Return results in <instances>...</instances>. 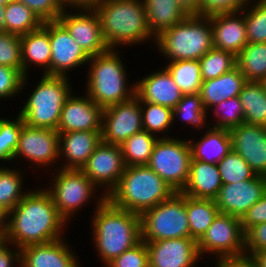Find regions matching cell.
<instances>
[{
	"label": "cell",
	"instance_id": "1",
	"mask_svg": "<svg viewBox=\"0 0 266 267\" xmlns=\"http://www.w3.org/2000/svg\"><path fill=\"white\" fill-rule=\"evenodd\" d=\"M45 184L29 190L6 215V242L23 248L64 238L67 221L58 213ZM41 187V188H39ZM63 235V236H62Z\"/></svg>",
	"mask_w": 266,
	"mask_h": 267
},
{
	"label": "cell",
	"instance_id": "2",
	"mask_svg": "<svg viewBox=\"0 0 266 267\" xmlns=\"http://www.w3.org/2000/svg\"><path fill=\"white\" fill-rule=\"evenodd\" d=\"M93 211L92 244L105 267L141 241L140 215L118 208L107 199Z\"/></svg>",
	"mask_w": 266,
	"mask_h": 267
},
{
	"label": "cell",
	"instance_id": "3",
	"mask_svg": "<svg viewBox=\"0 0 266 267\" xmlns=\"http://www.w3.org/2000/svg\"><path fill=\"white\" fill-rule=\"evenodd\" d=\"M92 7L99 16L102 34L110 49L137 46L151 40L155 44L143 0H97Z\"/></svg>",
	"mask_w": 266,
	"mask_h": 267
},
{
	"label": "cell",
	"instance_id": "4",
	"mask_svg": "<svg viewBox=\"0 0 266 267\" xmlns=\"http://www.w3.org/2000/svg\"><path fill=\"white\" fill-rule=\"evenodd\" d=\"M121 51L109 49L90 57L87 63L89 67L83 92L102 108L127 101L135 95V81L130 85Z\"/></svg>",
	"mask_w": 266,
	"mask_h": 267
},
{
	"label": "cell",
	"instance_id": "5",
	"mask_svg": "<svg viewBox=\"0 0 266 267\" xmlns=\"http://www.w3.org/2000/svg\"><path fill=\"white\" fill-rule=\"evenodd\" d=\"M174 193L175 191L148 165L126 166L117 185L106 199L118 208L141 216Z\"/></svg>",
	"mask_w": 266,
	"mask_h": 267
},
{
	"label": "cell",
	"instance_id": "6",
	"mask_svg": "<svg viewBox=\"0 0 266 267\" xmlns=\"http://www.w3.org/2000/svg\"><path fill=\"white\" fill-rule=\"evenodd\" d=\"M160 58L167 62L199 60L213 48L210 17L188 15L155 38Z\"/></svg>",
	"mask_w": 266,
	"mask_h": 267
},
{
	"label": "cell",
	"instance_id": "7",
	"mask_svg": "<svg viewBox=\"0 0 266 267\" xmlns=\"http://www.w3.org/2000/svg\"><path fill=\"white\" fill-rule=\"evenodd\" d=\"M17 113L30 127L57 130L60 114L73 86L71 77L42 74Z\"/></svg>",
	"mask_w": 266,
	"mask_h": 267
},
{
	"label": "cell",
	"instance_id": "8",
	"mask_svg": "<svg viewBox=\"0 0 266 267\" xmlns=\"http://www.w3.org/2000/svg\"><path fill=\"white\" fill-rule=\"evenodd\" d=\"M52 172H49L52 179L48 180L49 183H46L48 185L44 188L50 193L58 213L68 224L75 214L77 216L86 205L89 206L92 199L95 209L106 199L103 193L99 194L100 196L96 195L95 192L100 189H97L98 187L80 169L56 168Z\"/></svg>",
	"mask_w": 266,
	"mask_h": 267
},
{
	"label": "cell",
	"instance_id": "9",
	"mask_svg": "<svg viewBox=\"0 0 266 267\" xmlns=\"http://www.w3.org/2000/svg\"><path fill=\"white\" fill-rule=\"evenodd\" d=\"M141 240L191 238L186 213V195L175 192L169 199L145 211L141 216Z\"/></svg>",
	"mask_w": 266,
	"mask_h": 267
},
{
	"label": "cell",
	"instance_id": "10",
	"mask_svg": "<svg viewBox=\"0 0 266 267\" xmlns=\"http://www.w3.org/2000/svg\"><path fill=\"white\" fill-rule=\"evenodd\" d=\"M191 149L186 138H158L148 166L175 192H181L189 178Z\"/></svg>",
	"mask_w": 266,
	"mask_h": 267
},
{
	"label": "cell",
	"instance_id": "11",
	"mask_svg": "<svg viewBox=\"0 0 266 267\" xmlns=\"http://www.w3.org/2000/svg\"><path fill=\"white\" fill-rule=\"evenodd\" d=\"M197 247L201 258H204L205 255L207 257L209 255V258L214 255V261L244 257L245 234L241 219L219 213L197 241Z\"/></svg>",
	"mask_w": 266,
	"mask_h": 267
},
{
	"label": "cell",
	"instance_id": "12",
	"mask_svg": "<svg viewBox=\"0 0 266 267\" xmlns=\"http://www.w3.org/2000/svg\"><path fill=\"white\" fill-rule=\"evenodd\" d=\"M17 158L22 161L27 160V164L29 161L32 165L24 167L32 168L33 171L37 168L38 170L46 168L49 172L55 170L56 168L53 165H59V133L57 130L35 128L24 124L21 128L18 146L13 156L14 164L16 163L15 160L18 161Z\"/></svg>",
	"mask_w": 266,
	"mask_h": 267
},
{
	"label": "cell",
	"instance_id": "13",
	"mask_svg": "<svg viewBox=\"0 0 266 267\" xmlns=\"http://www.w3.org/2000/svg\"><path fill=\"white\" fill-rule=\"evenodd\" d=\"M58 21L89 57L110 49L102 34L99 16L93 7H65Z\"/></svg>",
	"mask_w": 266,
	"mask_h": 267
},
{
	"label": "cell",
	"instance_id": "14",
	"mask_svg": "<svg viewBox=\"0 0 266 267\" xmlns=\"http://www.w3.org/2000/svg\"><path fill=\"white\" fill-rule=\"evenodd\" d=\"M143 129L140 100L131 99L103 108L102 141L121 145L130 136Z\"/></svg>",
	"mask_w": 266,
	"mask_h": 267
},
{
	"label": "cell",
	"instance_id": "15",
	"mask_svg": "<svg viewBox=\"0 0 266 267\" xmlns=\"http://www.w3.org/2000/svg\"><path fill=\"white\" fill-rule=\"evenodd\" d=\"M125 168L120 145L101 141L80 170L107 196L117 185Z\"/></svg>",
	"mask_w": 266,
	"mask_h": 267
},
{
	"label": "cell",
	"instance_id": "16",
	"mask_svg": "<svg viewBox=\"0 0 266 267\" xmlns=\"http://www.w3.org/2000/svg\"><path fill=\"white\" fill-rule=\"evenodd\" d=\"M49 40L50 69L44 75L68 77L70 71L87 67L90 57L58 20L49 21Z\"/></svg>",
	"mask_w": 266,
	"mask_h": 267
},
{
	"label": "cell",
	"instance_id": "17",
	"mask_svg": "<svg viewBox=\"0 0 266 267\" xmlns=\"http://www.w3.org/2000/svg\"><path fill=\"white\" fill-rule=\"evenodd\" d=\"M265 193L266 176L256 174L249 180L222 184L214 201L220 213L242 219Z\"/></svg>",
	"mask_w": 266,
	"mask_h": 267
},
{
	"label": "cell",
	"instance_id": "18",
	"mask_svg": "<svg viewBox=\"0 0 266 267\" xmlns=\"http://www.w3.org/2000/svg\"><path fill=\"white\" fill-rule=\"evenodd\" d=\"M149 267H197L202 261L197 241L193 238H172L146 242Z\"/></svg>",
	"mask_w": 266,
	"mask_h": 267
},
{
	"label": "cell",
	"instance_id": "19",
	"mask_svg": "<svg viewBox=\"0 0 266 267\" xmlns=\"http://www.w3.org/2000/svg\"><path fill=\"white\" fill-rule=\"evenodd\" d=\"M84 94L76 95L73 92L66 99L60 114L58 133L102 131L103 108Z\"/></svg>",
	"mask_w": 266,
	"mask_h": 267
},
{
	"label": "cell",
	"instance_id": "20",
	"mask_svg": "<svg viewBox=\"0 0 266 267\" xmlns=\"http://www.w3.org/2000/svg\"><path fill=\"white\" fill-rule=\"evenodd\" d=\"M232 150L258 175L266 176V126L243 123L229 130Z\"/></svg>",
	"mask_w": 266,
	"mask_h": 267
},
{
	"label": "cell",
	"instance_id": "21",
	"mask_svg": "<svg viewBox=\"0 0 266 267\" xmlns=\"http://www.w3.org/2000/svg\"><path fill=\"white\" fill-rule=\"evenodd\" d=\"M73 246L64 238L21 248V267H81Z\"/></svg>",
	"mask_w": 266,
	"mask_h": 267
},
{
	"label": "cell",
	"instance_id": "22",
	"mask_svg": "<svg viewBox=\"0 0 266 267\" xmlns=\"http://www.w3.org/2000/svg\"><path fill=\"white\" fill-rule=\"evenodd\" d=\"M135 96L140 102H149L174 109L183 93L164 67L145 74L135 82Z\"/></svg>",
	"mask_w": 266,
	"mask_h": 267
},
{
	"label": "cell",
	"instance_id": "23",
	"mask_svg": "<svg viewBox=\"0 0 266 267\" xmlns=\"http://www.w3.org/2000/svg\"><path fill=\"white\" fill-rule=\"evenodd\" d=\"M101 141V131L59 133L60 166L56 168L81 169Z\"/></svg>",
	"mask_w": 266,
	"mask_h": 267
},
{
	"label": "cell",
	"instance_id": "24",
	"mask_svg": "<svg viewBox=\"0 0 266 267\" xmlns=\"http://www.w3.org/2000/svg\"><path fill=\"white\" fill-rule=\"evenodd\" d=\"M213 48L237 56L248 43L244 10L239 13L219 14L210 17Z\"/></svg>",
	"mask_w": 266,
	"mask_h": 267
},
{
	"label": "cell",
	"instance_id": "25",
	"mask_svg": "<svg viewBox=\"0 0 266 267\" xmlns=\"http://www.w3.org/2000/svg\"><path fill=\"white\" fill-rule=\"evenodd\" d=\"M22 73L27 76L29 69L38 67L45 74L50 69L51 47L49 40V21L36 30L20 36Z\"/></svg>",
	"mask_w": 266,
	"mask_h": 267
},
{
	"label": "cell",
	"instance_id": "26",
	"mask_svg": "<svg viewBox=\"0 0 266 267\" xmlns=\"http://www.w3.org/2000/svg\"><path fill=\"white\" fill-rule=\"evenodd\" d=\"M204 134L198 139L187 136L192 159L217 164L232 151V141L229 130L207 125ZM193 138V139H191ZM195 139V140H194Z\"/></svg>",
	"mask_w": 266,
	"mask_h": 267
},
{
	"label": "cell",
	"instance_id": "27",
	"mask_svg": "<svg viewBox=\"0 0 266 267\" xmlns=\"http://www.w3.org/2000/svg\"><path fill=\"white\" fill-rule=\"evenodd\" d=\"M217 164L191 159L189 178L182 194L196 199H215L222 186Z\"/></svg>",
	"mask_w": 266,
	"mask_h": 267
},
{
	"label": "cell",
	"instance_id": "28",
	"mask_svg": "<svg viewBox=\"0 0 266 267\" xmlns=\"http://www.w3.org/2000/svg\"><path fill=\"white\" fill-rule=\"evenodd\" d=\"M246 82L237 66L215 79L203 81L199 93L206 112L223 100L238 97Z\"/></svg>",
	"mask_w": 266,
	"mask_h": 267
},
{
	"label": "cell",
	"instance_id": "29",
	"mask_svg": "<svg viewBox=\"0 0 266 267\" xmlns=\"http://www.w3.org/2000/svg\"><path fill=\"white\" fill-rule=\"evenodd\" d=\"M143 2L147 13L149 32L154 38L188 16L176 0H143Z\"/></svg>",
	"mask_w": 266,
	"mask_h": 267
},
{
	"label": "cell",
	"instance_id": "30",
	"mask_svg": "<svg viewBox=\"0 0 266 267\" xmlns=\"http://www.w3.org/2000/svg\"><path fill=\"white\" fill-rule=\"evenodd\" d=\"M14 168V169H13ZM21 168L0 165V209L7 215L28 193ZM25 190V191H24Z\"/></svg>",
	"mask_w": 266,
	"mask_h": 267
},
{
	"label": "cell",
	"instance_id": "31",
	"mask_svg": "<svg viewBox=\"0 0 266 267\" xmlns=\"http://www.w3.org/2000/svg\"><path fill=\"white\" fill-rule=\"evenodd\" d=\"M186 213L190 237L198 241L220 212L213 199H196L186 195Z\"/></svg>",
	"mask_w": 266,
	"mask_h": 267
},
{
	"label": "cell",
	"instance_id": "32",
	"mask_svg": "<svg viewBox=\"0 0 266 267\" xmlns=\"http://www.w3.org/2000/svg\"><path fill=\"white\" fill-rule=\"evenodd\" d=\"M238 97L244 112V123L266 126V92L261 85L247 81Z\"/></svg>",
	"mask_w": 266,
	"mask_h": 267
},
{
	"label": "cell",
	"instance_id": "33",
	"mask_svg": "<svg viewBox=\"0 0 266 267\" xmlns=\"http://www.w3.org/2000/svg\"><path fill=\"white\" fill-rule=\"evenodd\" d=\"M5 32L23 36L38 29L43 22L25 4L13 1L5 5L4 9Z\"/></svg>",
	"mask_w": 266,
	"mask_h": 267
},
{
	"label": "cell",
	"instance_id": "34",
	"mask_svg": "<svg viewBox=\"0 0 266 267\" xmlns=\"http://www.w3.org/2000/svg\"><path fill=\"white\" fill-rule=\"evenodd\" d=\"M237 67L246 81L258 82L266 77V42H248L236 56Z\"/></svg>",
	"mask_w": 266,
	"mask_h": 267
},
{
	"label": "cell",
	"instance_id": "35",
	"mask_svg": "<svg viewBox=\"0 0 266 267\" xmlns=\"http://www.w3.org/2000/svg\"><path fill=\"white\" fill-rule=\"evenodd\" d=\"M158 137L142 129L120 145L126 166L148 165Z\"/></svg>",
	"mask_w": 266,
	"mask_h": 267
},
{
	"label": "cell",
	"instance_id": "36",
	"mask_svg": "<svg viewBox=\"0 0 266 267\" xmlns=\"http://www.w3.org/2000/svg\"><path fill=\"white\" fill-rule=\"evenodd\" d=\"M171 74L175 84L183 94L199 93L202 85L199 60H180L167 62L164 66Z\"/></svg>",
	"mask_w": 266,
	"mask_h": 267
},
{
	"label": "cell",
	"instance_id": "37",
	"mask_svg": "<svg viewBox=\"0 0 266 267\" xmlns=\"http://www.w3.org/2000/svg\"><path fill=\"white\" fill-rule=\"evenodd\" d=\"M140 106L144 130L158 138L173 137L169 132L174 124L172 108L149 102H140Z\"/></svg>",
	"mask_w": 266,
	"mask_h": 267
},
{
	"label": "cell",
	"instance_id": "38",
	"mask_svg": "<svg viewBox=\"0 0 266 267\" xmlns=\"http://www.w3.org/2000/svg\"><path fill=\"white\" fill-rule=\"evenodd\" d=\"M208 115L200 93L183 94L182 99L173 109V123L180 120L185 126L202 131L207 125ZM178 119V120H177Z\"/></svg>",
	"mask_w": 266,
	"mask_h": 267
},
{
	"label": "cell",
	"instance_id": "39",
	"mask_svg": "<svg viewBox=\"0 0 266 267\" xmlns=\"http://www.w3.org/2000/svg\"><path fill=\"white\" fill-rule=\"evenodd\" d=\"M202 80L215 79L237 66L236 56L228 51L212 48L200 59Z\"/></svg>",
	"mask_w": 266,
	"mask_h": 267
},
{
	"label": "cell",
	"instance_id": "40",
	"mask_svg": "<svg viewBox=\"0 0 266 267\" xmlns=\"http://www.w3.org/2000/svg\"><path fill=\"white\" fill-rule=\"evenodd\" d=\"M248 42H266V0H249L244 9Z\"/></svg>",
	"mask_w": 266,
	"mask_h": 267
},
{
	"label": "cell",
	"instance_id": "41",
	"mask_svg": "<svg viewBox=\"0 0 266 267\" xmlns=\"http://www.w3.org/2000/svg\"><path fill=\"white\" fill-rule=\"evenodd\" d=\"M212 111L213 117L217 118L214 119V122L207 120L211 127L231 130L244 123V112L239 97L221 101L218 105L213 106L207 114Z\"/></svg>",
	"mask_w": 266,
	"mask_h": 267
},
{
	"label": "cell",
	"instance_id": "42",
	"mask_svg": "<svg viewBox=\"0 0 266 267\" xmlns=\"http://www.w3.org/2000/svg\"><path fill=\"white\" fill-rule=\"evenodd\" d=\"M24 120L18 114L15 119L0 117V162L11 164L18 146L19 134Z\"/></svg>",
	"mask_w": 266,
	"mask_h": 267
},
{
	"label": "cell",
	"instance_id": "43",
	"mask_svg": "<svg viewBox=\"0 0 266 267\" xmlns=\"http://www.w3.org/2000/svg\"><path fill=\"white\" fill-rule=\"evenodd\" d=\"M217 167L223 184L249 180L256 175L248 163L233 150L217 163Z\"/></svg>",
	"mask_w": 266,
	"mask_h": 267
},
{
	"label": "cell",
	"instance_id": "44",
	"mask_svg": "<svg viewBox=\"0 0 266 267\" xmlns=\"http://www.w3.org/2000/svg\"><path fill=\"white\" fill-rule=\"evenodd\" d=\"M29 75L25 76L18 69L0 65V101L12 100L11 97H16L23 93V88H27L29 84ZM20 92V93H19Z\"/></svg>",
	"mask_w": 266,
	"mask_h": 267
},
{
	"label": "cell",
	"instance_id": "45",
	"mask_svg": "<svg viewBox=\"0 0 266 267\" xmlns=\"http://www.w3.org/2000/svg\"><path fill=\"white\" fill-rule=\"evenodd\" d=\"M20 36L0 33V65L18 69L22 72Z\"/></svg>",
	"mask_w": 266,
	"mask_h": 267
},
{
	"label": "cell",
	"instance_id": "46",
	"mask_svg": "<svg viewBox=\"0 0 266 267\" xmlns=\"http://www.w3.org/2000/svg\"><path fill=\"white\" fill-rule=\"evenodd\" d=\"M105 267H149L146 242L141 240L134 247L114 258Z\"/></svg>",
	"mask_w": 266,
	"mask_h": 267
},
{
	"label": "cell",
	"instance_id": "47",
	"mask_svg": "<svg viewBox=\"0 0 266 267\" xmlns=\"http://www.w3.org/2000/svg\"><path fill=\"white\" fill-rule=\"evenodd\" d=\"M249 0H201L200 16L211 17L219 14L242 12Z\"/></svg>",
	"mask_w": 266,
	"mask_h": 267
},
{
	"label": "cell",
	"instance_id": "48",
	"mask_svg": "<svg viewBox=\"0 0 266 267\" xmlns=\"http://www.w3.org/2000/svg\"><path fill=\"white\" fill-rule=\"evenodd\" d=\"M28 6L42 22L56 21L65 6L60 0H16Z\"/></svg>",
	"mask_w": 266,
	"mask_h": 267
},
{
	"label": "cell",
	"instance_id": "49",
	"mask_svg": "<svg viewBox=\"0 0 266 267\" xmlns=\"http://www.w3.org/2000/svg\"><path fill=\"white\" fill-rule=\"evenodd\" d=\"M245 256L266 250V222L249 228L245 233Z\"/></svg>",
	"mask_w": 266,
	"mask_h": 267
},
{
	"label": "cell",
	"instance_id": "50",
	"mask_svg": "<svg viewBox=\"0 0 266 267\" xmlns=\"http://www.w3.org/2000/svg\"><path fill=\"white\" fill-rule=\"evenodd\" d=\"M266 222V193L251 206L242 217L241 224L244 233L251 227Z\"/></svg>",
	"mask_w": 266,
	"mask_h": 267
},
{
	"label": "cell",
	"instance_id": "51",
	"mask_svg": "<svg viewBox=\"0 0 266 267\" xmlns=\"http://www.w3.org/2000/svg\"><path fill=\"white\" fill-rule=\"evenodd\" d=\"M0 267H21V250L5 242L0 246Z\"/></svg>",
	"mask_w": 266,
	"mask_h": 267
},
{
	"label": "cell",
	"instance_id": "52",
	"mask_svg": "<svg viewBox=\"0 0 266 267\" xmlns=\"http://www.w3.org/2000/svg\"><path fill=\"white\" fill-rule=\"evenodd\" d=\"M216 262L215 267H258L251 257L226 258Z\"/></svg>",
	"mask_w": 266,
	"mask_h": 267
},
{
	"label": "cell",
	"instance_id": "53",
	"mask_svg": "<svg viewBox=\"0 0 266 267\" xmlns=\"http://www.w3.org/2000/svg\"><path fill=\"white\" fill-rule=\"evenodd\" d=\"M176 2L187 15L200 16L201 0H176Z\"/></svg>",
	"mask_w": 266,
	"mask_h": 267
},
{
	"label": "cell",
	"instance_id": "54",
	"mask_svg": "<svg viewBox=\"0 0 266 267\" xmlns=\"http://www.w3.org/2000/svg\"><path fill=\"white\" fill-rule=\"evenodd\" d=\"M97 0H60L65 7H92Z\"/></svg>",
	"mask_w": 266,
	"mask_h": 267
},
{
	"label": "cell",
	"instance_id": "55",
	"mask_svg": "<svg viewBox=\"0 0 266 267\" xmlns=\"http://www.w3.org/2000/svg\"><path fill=\"white\" fill-rule=\"evenodd\" d=\"M251 258L258 267H266V250L254 253Z\"/></svg>",
	"mask_w": 266,
	"mask_h": 267
},
{
	"label": "cell",
	"instance_id": "56",
	"mask_svg": "<svg viewBox=\"0 0 266 267\" xmlns=\"http://www.w3.org/2000/svg\"><path fill=\"white\" fill-rule=\"evenodd\" d=\"M4 9H5V6L0 4V33L5 32Z\"/></svg>",
	"mask_w": 266,
	"mask_h": 267
},
{
	"label": "cell",
	"instance_id": "57",
	"mask_svg": "<svg viewBox=\"0 0 266 267\" xmlns=\"http://www.w3.org/2000/svg\"><path fill=\"white\" fill-rule=\"evenodd\" d=\"M5 227L6 226H0V246L6 242Z\"/></svg>",
	"mask_w": 266,
	"mask_h": 267
},
{
	"label": "cell",
	"instance_id": "58",
	"mask_svg": "<svg viewBox=\"0 0 266 267\" xmlns=\"http://www.w3.org/2000/svg\"><path fill=\"white\" fill-rule=\"evenodd\" d=\"M0 226H6V214L0 209Z\"/></svg>",
	"mask_w": 266,
	"mask_h": 267
},
{
	"label": "cell",
	"instance_id": "59",
	"mask_svg": "<svg viewBox=\"0 0 266 267\" xmlns=\"http://www.w3.org/2000/svg\"><path fill=\"white\" fill-rule=\"evenodd\" d=\"M258 83L261 85L262 89L264 92H266V77L265 78H261Z\"/></svg>",
	"mask_w": 266,
	"mask_h": 267
},
{
	"label": "cell",
	"instance_id": "60",
	"mask_svg": "<svg viewBox=\"0 0 266 267\" xmlns=\"http://www.w3.org/2000/svg\"><path fill=\"white\" fill-rule=\"evenodd\" d=\"M13 1H16V0H0V4L2 5H8L9 3L13 2Z\"/></svg>",
	"mask_w": 266,
	"mask_h": 267
}]
</instances>
